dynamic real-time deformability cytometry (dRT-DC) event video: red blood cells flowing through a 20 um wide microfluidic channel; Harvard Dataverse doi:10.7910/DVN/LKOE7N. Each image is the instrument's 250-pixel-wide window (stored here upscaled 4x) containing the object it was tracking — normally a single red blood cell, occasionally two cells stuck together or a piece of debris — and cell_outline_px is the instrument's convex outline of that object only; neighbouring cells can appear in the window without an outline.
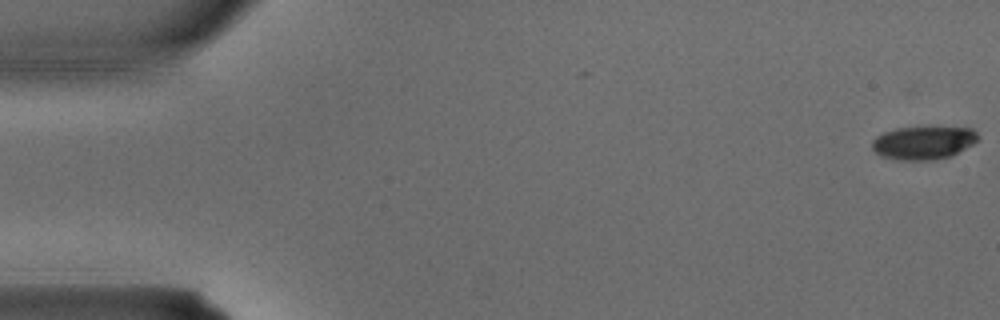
{"species": "common noctule bat (a hibernating species)", "species_latin": "Nyctalus noctula", "temperature_condition": "warm", "stored_images_in_passage": 5, "camera_frame_rate_fps": 3000, "um_per_image_px": 0.085, "animal": {"sex": "male", "body_mass_g": 15.6}, "frame": {"image": 1, "passage_image": 1, "time_ms": 0.0, "image_size_px": [1000, 320], "cell_outline_px": [[976, 140], [972, 144], [952, 156], [932, 160], [900, 160], [880, 156], [872, 148], [872, 140], [876, 136], [884, 132], [896, 128], [972, 128], [976, 132]], "centroid_in_image_um": [78.44, 12.15], "position_along_channel_um": 6.6, "area_um2": 20.17}}